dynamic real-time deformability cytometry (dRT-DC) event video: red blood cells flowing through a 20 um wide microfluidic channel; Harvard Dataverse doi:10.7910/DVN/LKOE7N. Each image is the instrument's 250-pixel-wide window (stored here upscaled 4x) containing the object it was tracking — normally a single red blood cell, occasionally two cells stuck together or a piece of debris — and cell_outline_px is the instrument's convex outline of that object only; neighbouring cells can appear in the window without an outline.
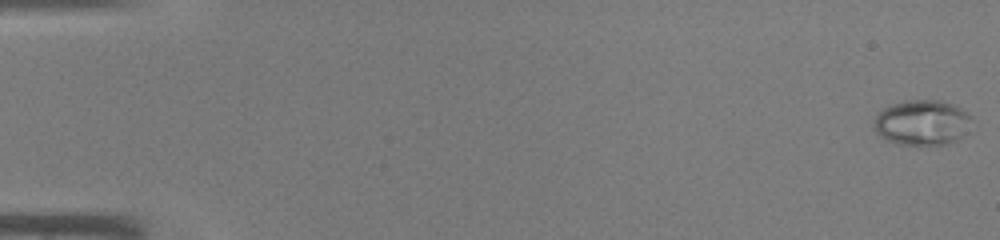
{"species": "common noctule bat (a hibernating species)", "species_latin": "Nyctalus noctula", "temperature_condition": "warm", "stored_images_in_passage": 45, "camera_frame_rate_fps": 3000, "um_per_image_px": 0.085, "animal": {"sex": "male", "body_mass_g": 19.0, "forearm_length_mm": 50.8}, "frame": {"image": 1, "passage_image": 1, "time_ms": 0.0, "image_size_px": [1000, 240], "cell_outline_px": [[968, 120], [960, 136], [956, 140], [944, 144], [896, 144], [880, 136], [876, 132], [876, 116], [884, 108], [892, 104], [908, 100], [940, 100], [952, 104], [968, 112]], "centroid_in_image_um": [78.32, 10.4], "position_along_channel_um": 6.7, "area_um2": 24.85}}
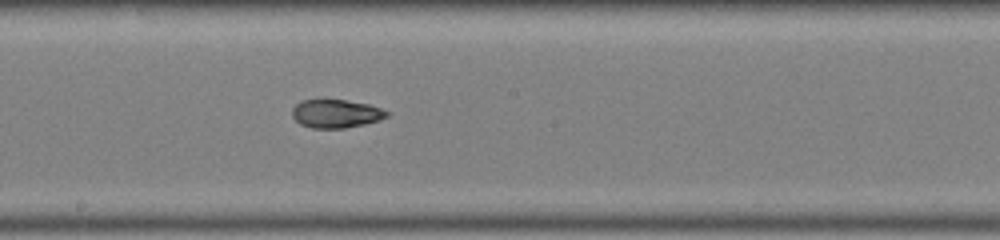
{"frame": {"image": 2, "passage_image": 26, "time_ms": 8.333, "image_size_px": [1000, 240], "cell_outline_px": [[392, 112], [388, 116], [380, 120], [364, 124], [344, 128], [312, 128], [300, 124], [292, 116], [292, 108], [300, 100], [344, 100], [368, 104]], "centroid_in_image_um": [28.57, 9.66], "position_along_channel_um": 219.6, "area_um2": 15.66}}
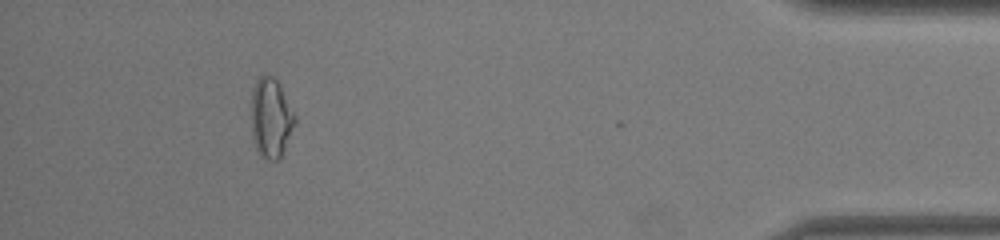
{"frame": {"image": 3, "passage_image": 42, "time_ms": 13.667, "image_size_px": [1000, 240], "cell_outline_px": [[296, 124], [280, 156], [276, 160], [268, 160], [256, 152], [252, 136], [252, 88], [256, 80], [264, 72], [268, 72], [280, 84], [296, 116]], "centroid_in_image_um": [23.02, 9.98], "position_along_channel_um": 412.2, "area_um2": 20.46}}